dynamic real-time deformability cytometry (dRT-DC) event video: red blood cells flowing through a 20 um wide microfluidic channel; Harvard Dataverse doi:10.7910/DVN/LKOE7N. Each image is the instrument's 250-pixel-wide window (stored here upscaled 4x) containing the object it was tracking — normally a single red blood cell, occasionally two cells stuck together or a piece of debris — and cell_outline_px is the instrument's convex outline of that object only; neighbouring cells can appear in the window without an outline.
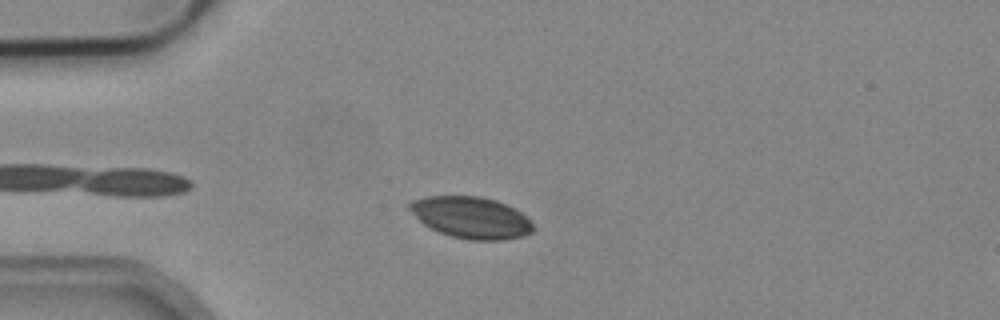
{"species": "common noctule bat (a hibernating species)", "species_latin": "Nyctalus noctula", "temperature_condition": "cold", "stored_images_in_passage": 37, "camera_frame_rate_fps": 3000, "um_per_image_px": 0.085, "animal": {"sex": "male", "body_mass_g": 19.2, "forearm_length_mm": 51.8}, "frame": {"image": 1, "passage_image": 7, "time_ms": 2.0, "image_size_px": [1000, 320], "cell_outline_px": [[536, 228], [532, 232], [520, 236], [500, 240], [468, 240], [452, 236], [440, 232], [424, 224], [408, 208], [408, 204], [412, 200], [428, 196], [480, 196], [496, 200], [516, 208], [528, 216], [532, 220]], "centroid_in_image_um": [40.1, 18.48], "position_along_channel_um": 44.9, "area_um2": 30.06}}
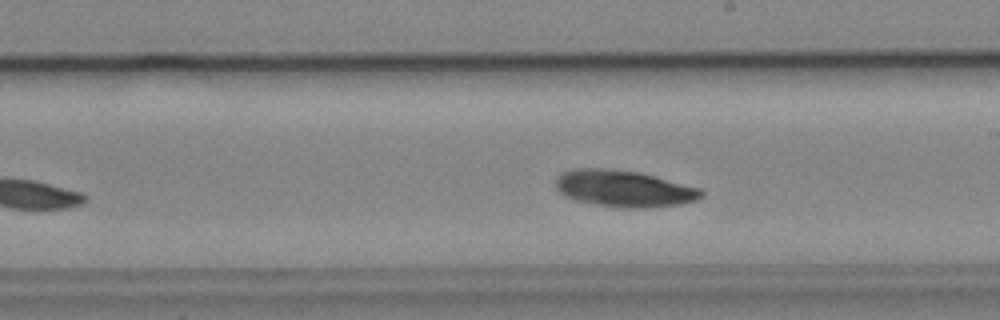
{"frame": {"image": 2, "passage_image": 24, "time_ms": 7.667, "image_size_px": [1000, 320], "cell_outline_px": [[704, 192], [696, 200], [680, 204], [648, 208], [620, 208], [576, 200], [564, 196], [556, 188], [556, 180], [564, 172], [572, 168], [604, 168], [640, 172], [656, 176], [700, 188]], "centroid_in_image_um": [53.04, 16.03], "position_along_channel_um": 236.0, "area_um2": 30.98}}
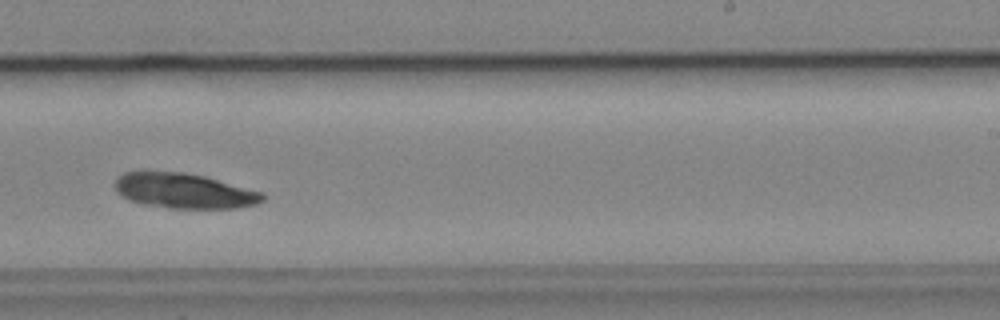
{"frame": {"image": 3, "passage_image": 27, "time_ms": 8.667, "image_size_px": [1000, 320], "cell_outline_px": [[264, 200], [256, 204], [236, 208], [172, 208], [144, 204], [128, 200], [120, 196], [116, 192], [116, 176], [124, 172], [184, 172], [204, 176], [264, 192]], "centroid_in_image_um": [15.65, 16.22], "position_along_channel_um": 273.4, "area_um2": 30.17}}